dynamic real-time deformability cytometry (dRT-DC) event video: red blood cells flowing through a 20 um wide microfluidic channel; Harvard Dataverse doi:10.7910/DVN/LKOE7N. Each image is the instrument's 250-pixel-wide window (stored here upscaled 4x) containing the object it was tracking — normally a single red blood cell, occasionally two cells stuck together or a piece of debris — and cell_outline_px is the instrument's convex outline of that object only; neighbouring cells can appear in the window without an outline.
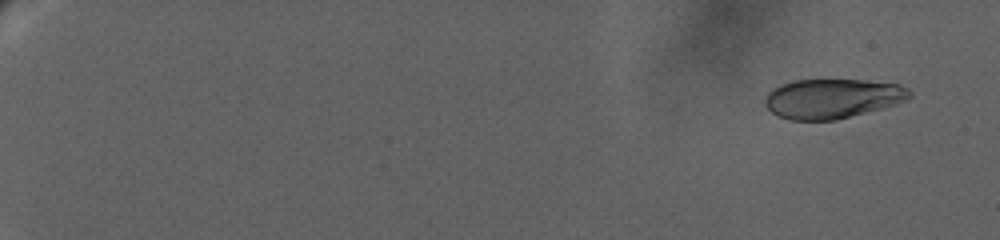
{"species": "human", "species_latin": "Homo sapiens", "temperature_condition": "warm", "stored_images_in_passage": 66, "camera_frame_rate_fps": 3000, "um_per_image_px": 0.085, "donor": {"sex": "female"}, "frame": {"image": 1, "passage_image": 8, "time_ms": 1.667, "image_size_px": [1000, 240], "cell_outline_px": [[912, 96], [908, 100], [896, 104], [836, 120], [788, 120], [776, 116], [764, 104], [764, 100], [768, 92], [772, 88], [780, 84], [792, 80], [864, 80], [900, 84], [908, 88], [912, 92]], "centroid_in_image_um": [70.74, 8.37], "position_along_channel_um": 14.3, "area_um2": 33.64}}
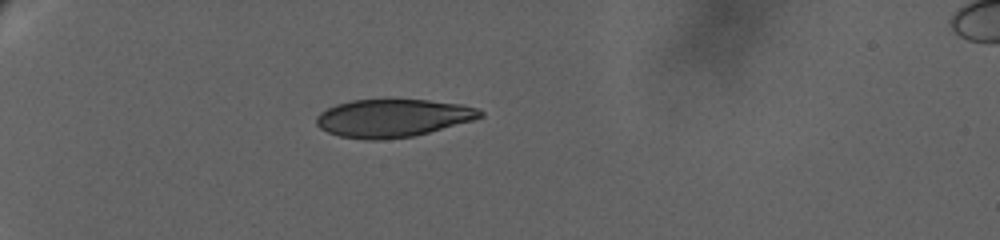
{"frame": {"image": 2, "passage_image": 57, "time_ms": 8.667, "image_size_px": [1000, 240], "cell_outline_px": [[484, 116], [472, 120], [428, 132], [412, 136], [380, 140], [368, 140], [340, 136], [328, 132], [320, 128], [316, 124], [316, 116], [320, 112], [336, 104], [352, 100], [388, 96], [428, 100], [464, 104], [480, 108], [484, 112]], "centroid_in_image_um": [33.39, 9.98], "position_along_channel_um": 51.6, "area_um2": 37.17}}